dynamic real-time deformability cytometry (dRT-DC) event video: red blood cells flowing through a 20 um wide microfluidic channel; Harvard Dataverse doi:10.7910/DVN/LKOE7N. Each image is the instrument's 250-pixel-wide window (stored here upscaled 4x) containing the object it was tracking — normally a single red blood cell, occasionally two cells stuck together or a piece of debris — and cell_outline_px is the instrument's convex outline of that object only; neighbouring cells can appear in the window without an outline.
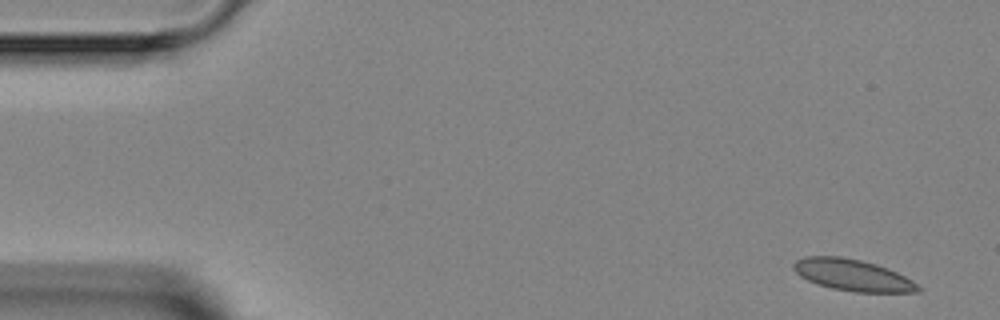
{"species": "Egyptian fruit bat (a non-hibernating species)", "species_latin": "Rousettus aegyptiacus", "temperature_condition": "room temperature", "stored_images_in_passage": 5, "camera_frame_rate_fps": 3000, "um_per_image_px": 0.085, "animal": {"sex": "female"}, "frame": {"image": 1, "passage_image": 1, "time_ms": 0.0, "image_size_px": [1000, 320], "cell_outline_px": [[920, 292], [852, 292], [832, 288], [816, 284], [800, 276], [792, 268], [792, 264], [796, 260], [804, 256], [840, 256], [860, 260], [876, 264], [888, 268], [912, 280], [920, 288]], "centroid_in_image_um": [72.44, 23.38], "position_along_channel_um": 12.6, "area_um2": 22.89}}
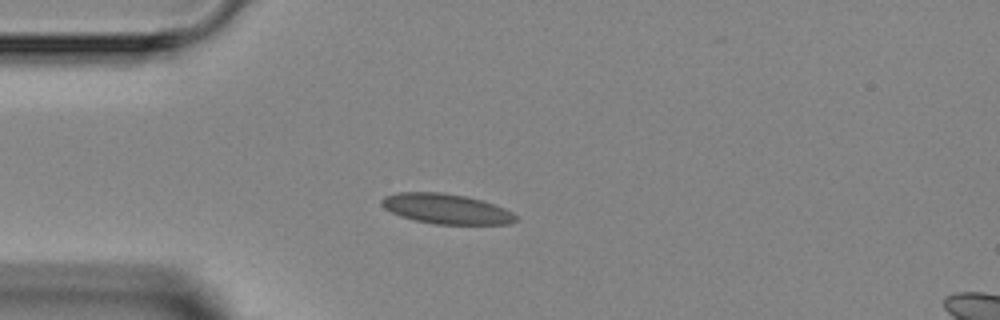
{"frame": {"image": 2, "passage_image": 4, "time_ms": 3.333, "image_size_px": [1000, 320], "cell_outline_px": [[516, 220], [508, 224], [436, 224], [412, 220], [400, 216], [384, 208], [380, 204], [380, 200], [384, 196], [396, 192], [440, 192], [464, 196], [480, 200], [504, 208], [512, 212], [516, 216]], "centroid_in_image_um": [37.86, 17.75], "position_along_channel_um": 47.1, "area_um2": 23.41}}